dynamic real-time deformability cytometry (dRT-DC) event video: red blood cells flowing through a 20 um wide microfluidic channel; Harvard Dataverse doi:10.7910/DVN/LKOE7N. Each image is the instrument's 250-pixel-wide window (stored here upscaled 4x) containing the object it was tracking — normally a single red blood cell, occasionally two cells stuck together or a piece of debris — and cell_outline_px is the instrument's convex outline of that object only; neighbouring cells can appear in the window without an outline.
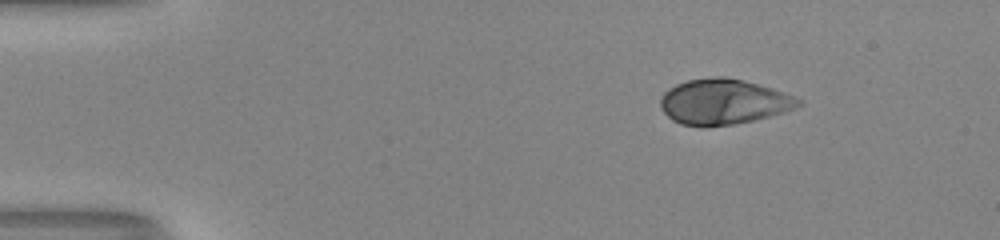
{"species": "human", "species_latin": "Homo sapiens", "temperature_condition": "room temperature", "stored_images_in_passage": 46, "camera_frame_rate_fps": 3000, "um_per_image_px": 0.085, "donor": {"sex": "male"}, "frame": {"image": 1, "passage_image": 1, "time_ms": 0.0, "image_size_px": [1000, 240], "cell_outline_px": [[804, 104], [796, 108], [784, 112], [752, 120], [732, 124], [680, 124], [672, 120], [660, 108], [660, 96], [668, 88], [676, 84], [688, 80], [712, 76], [724, 76], [744, 80], [772, 88], [804, 100]], "centroid_in_image_um": [61.51, 8.61], "position_along_channel_um": 23.5, "area_um2": 36.13}}
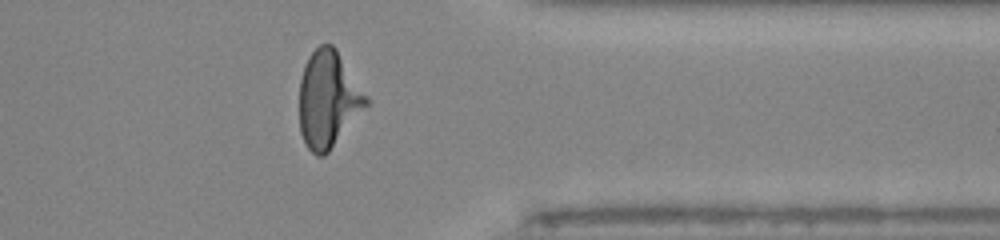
{"frame": {"image": 2, "passage_image": 36, "time_ms": 11.667, "image_size_px": [1000, 240], "cell_outline_px": [[368, 104], [328, 152], [324, 156], [316, 156], [308, 148], [300, 132], [300, 80], [304, 64], [308, 56], [320, 44], [332, 44], [336, 48], [368, 96]], "centroid_in_image_um": [27.89, 8.42], "position_along_channel_um": 383.5, "area_um2": 37.4}}
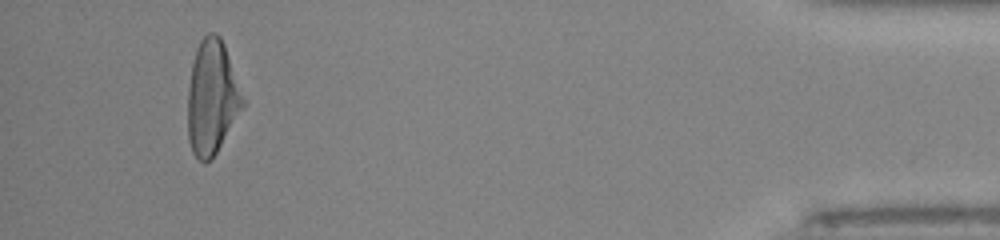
{"frame": {"image": 3, "passage_image": 43, "time_ms": 14.0, "image_size_px": [1000, 240], "cell_outline_px": [[244, 108], [212, 160], [204, 164], [192, 152], [188, 140], [188, 88], [192, 64], [196, 48], [200, 40], [208, 32], [216, 32], [220, 36], [224, 44], [244, 100]], "centroid_in_image_um": [18.01, 8.32], "position_along_channel_um": 417.2, "area_um2": 36.7}}